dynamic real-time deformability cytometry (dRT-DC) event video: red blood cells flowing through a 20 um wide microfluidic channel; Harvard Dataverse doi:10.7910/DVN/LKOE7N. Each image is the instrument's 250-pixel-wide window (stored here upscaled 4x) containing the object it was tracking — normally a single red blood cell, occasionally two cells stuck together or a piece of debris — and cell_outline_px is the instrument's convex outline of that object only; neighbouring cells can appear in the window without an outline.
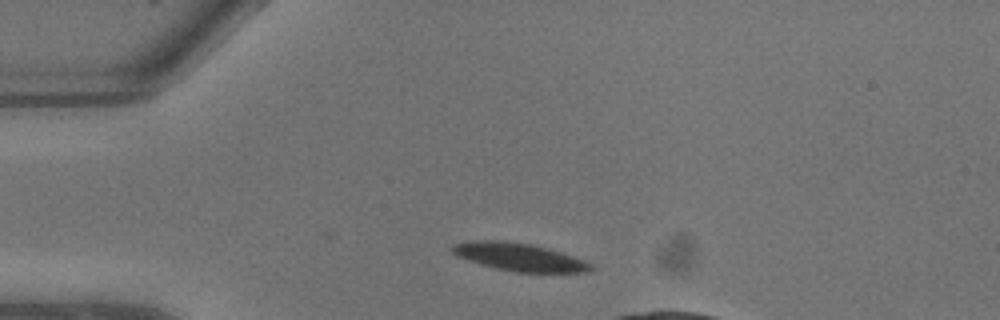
{"species": "common noctule bat (a hibernating species)", "species_latin": "Nyctalus noctula", "temperature_condition": "warm", "stored_images_in_passage": 7, "camera_frame_rate_fps": 3000, "um_per_image_px": 0.085, "animal": {"sex": "male", "body_mass_g": 13.3}, "frame": {"image": 1, "passage_image": 3, "time_ms": 0.667, "image_size_px": [1000, 320], "cell_outline_px": [[596, 268], [588, 272], [516, 272], [496, 268], [480, 264], [456, 256], [448, 248], [452, 244], [472, 240], [504, 240], [532, 244], [548, 248], [584, 260], [592, 264]], "centroid_in_image_um": [44.1, 21.83], "position_along_channel_um": 40.9, "area_um2": 22.66}}
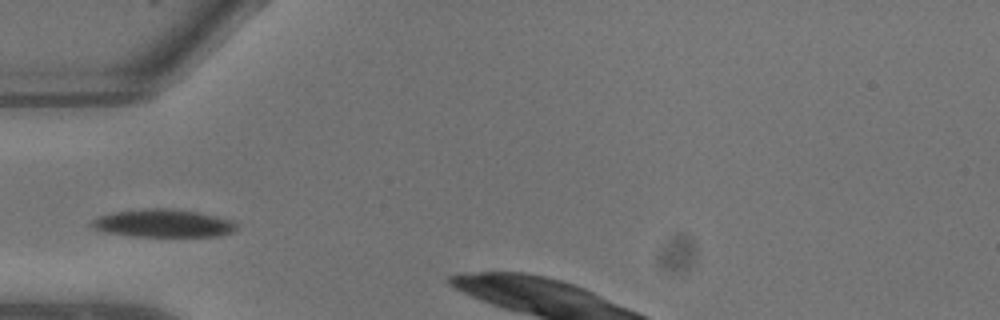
{"frame": {"image": 2, "passage_image": 5, "time_ms": 1.333, "image_size_px": [1000, 320], "cell_outline_px": [[236, 228], [232, 232], [216, 236], [132, 236], [108, 232], [96, 228], [88, 224], [92, 220], [100, 216], [116, 212], [140, 208], [168, 208], [200, 212], [232, 220], [236, 224]], "centroid_in_image_um": [13.89, 18.97], "position_along_channel_um": 71.1, "area_um2": 23.35}}